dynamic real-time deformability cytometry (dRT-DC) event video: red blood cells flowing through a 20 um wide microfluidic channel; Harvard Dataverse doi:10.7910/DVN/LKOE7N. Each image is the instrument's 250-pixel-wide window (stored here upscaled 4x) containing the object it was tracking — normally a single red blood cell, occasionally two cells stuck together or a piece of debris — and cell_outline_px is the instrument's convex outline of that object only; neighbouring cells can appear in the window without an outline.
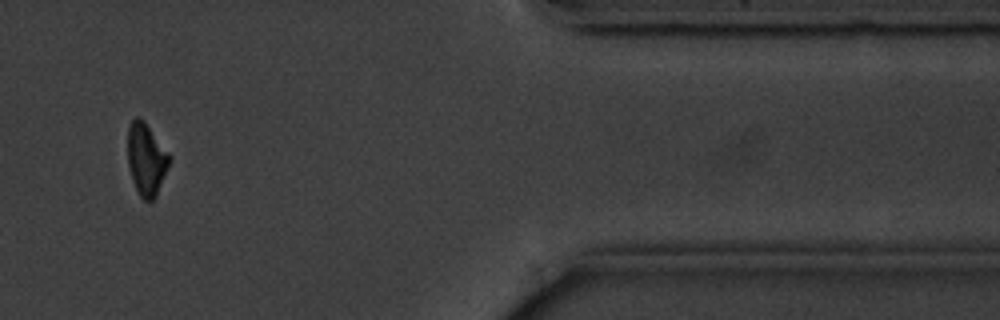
{"species": "common noctule bat (a hibernating species)", "species_latin": "Nyctalus noctula", "temperature_condition": "cold", "stored_images_in_passage": 12, "camera_frame_rate_fps": 3000, "um_per_image_px": 0.085, "animal": {"sex": "male", "body_mass_g": 20.1, "forearm_length_mm": 53.5}, "frame": {"image": 1, "passage_image": 10, "time_ms": 11.333, "image_size_px": [1000, 320], "cell_outline_px": [[172, 160], [156, 196], [152, 200], [144, 200], [136, 192], [128, 168], [128, 124], [136, 116], [140, 116], [144, 120]], "centroid_in_image_um": [12.41, 13.55], "position_along_channel_um": 399.0, "area_um2": 17.57}, "authors_computed_cell_mechanics": {"area_um2": 18.8428, "velocity_mm_per_s": 3.573, "shape_relaxation_time_tau1_ms": 2.0511, "shape_relaxation_time_tau2_ms": null, "deformation_change_tau1": 0.1275, "deformation_change_tau2": null}}